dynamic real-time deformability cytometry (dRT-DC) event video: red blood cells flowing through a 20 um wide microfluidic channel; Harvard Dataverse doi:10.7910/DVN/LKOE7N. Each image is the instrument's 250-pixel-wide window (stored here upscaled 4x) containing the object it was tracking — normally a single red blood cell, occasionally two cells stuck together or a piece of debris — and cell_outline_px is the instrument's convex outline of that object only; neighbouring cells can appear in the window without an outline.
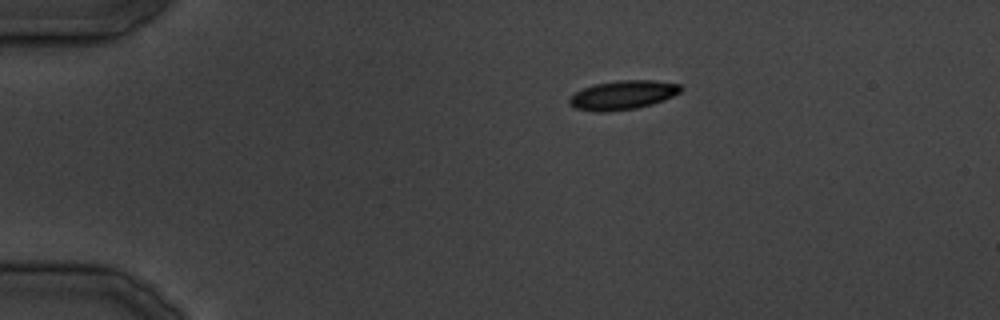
{"species": "common noctule bat (a hibernating species)", "species_latin": "Nyctalus noctula", "temperature_condition": "cold", "stored_images_in_passage": 31, "segment_of_instrument_passage": [1, 2], "camera_frame_rate_fps": 3000, "um_per_image_px": 0.085, "animal": {"sex": "male", "body_mass_g": 19.5, "forearm_length_mm": 54.6}, "frame": {"image": 1, "passage_image": 1, "time_ms": 0.0, "image_size_px": [1000, 320], "cell_outline_px": [[684, 88], [680, 92], [664, 100], [652, 104], [636, 108], [608, 112], [596, 112], [576, 108], [568, 100], [576, 92], [592, 84], [620, 80], [652, 80], [680, 84]], "centroid_in_image_um": [52.97, 8.07], "position_along_channel_um": 32.0, "area_um2": 18.79}}
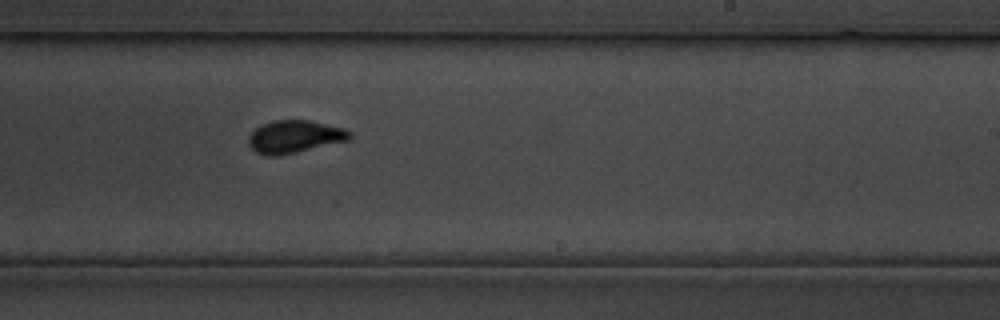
{"frame": {"image": 2, "passage_image": 17, "time_ms": 19.333, "image_size_px": [1000, 320], "cell_outline_px": [[352, 136], [348, 140], [296, 152], [276, 156], [268, 156], [256, 152], [248, 144], [248, 136], [260, 124], [272, 120], [308, 120], [344, 128], [352, 132]], "centroid_in_image_um": [25.01, 11.61], "position_along_channel_um": 264.0, "area_um2": 19.19}}
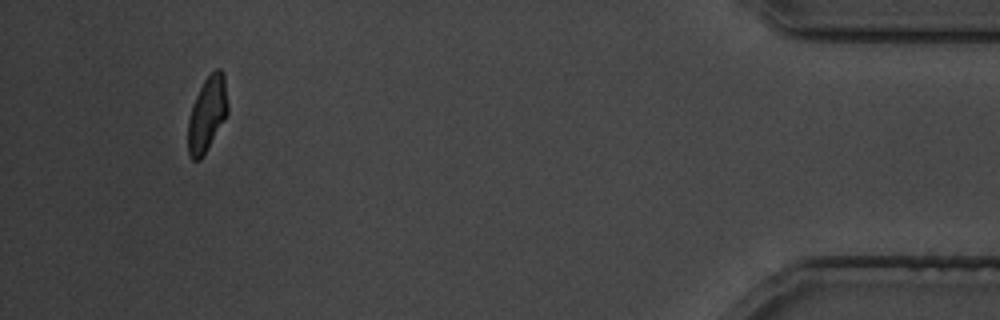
{"frame": {"image": 3, "passage_image": 29, "time_ms": 33.667, "image_size_px": [1000, 320], "cell_outline_px": [[228, 112], [224, 120], [200, 160], [192, 160], [188, 152], [188, 120], [192, 104], [204, 80], [216, 68], [220, 68], [224, 72], [228, 104]], "centroid_in_image_um": [17.61, 9.66], "position_along_channel_um": 417.6, "area_um2": 17.22}}